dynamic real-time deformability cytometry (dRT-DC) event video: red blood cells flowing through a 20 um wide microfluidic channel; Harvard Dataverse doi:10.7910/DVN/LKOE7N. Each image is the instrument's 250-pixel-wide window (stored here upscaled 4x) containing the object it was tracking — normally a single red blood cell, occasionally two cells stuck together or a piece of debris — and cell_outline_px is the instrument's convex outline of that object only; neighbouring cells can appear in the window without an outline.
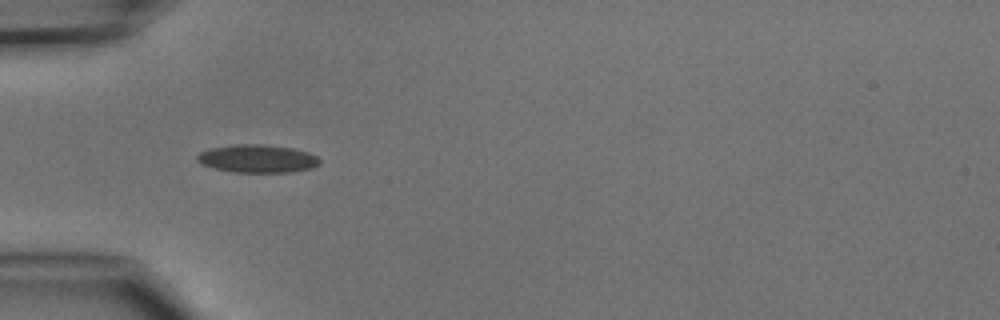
{"species": "common noctule bat (a hibernating species)", "species_latin": "Nyctalus noctula", "temperature_condition": "cold", "stored_images_in_passage": 7, "camera_frame_rate_fps": 3000, "um_per_image_px": 0.085, "animal": {"sex": "male", "body_mass_g": 15.6}, "frame": {"image": 1, "passage_image": 5, "time_ms": 5.333, "image_size_px": [1000, 320], "cell_outline_px": [[320, 164], [312, 168], [288, 172], [236, 172], [216, 168], [200, 164], [196, 160], [196, 156], [200, 152], [212, 148], [236, 144], [264, 144], [292, 148], [308, 152], [316, 156], [320, 160]], "centroid_in_image_um": [21.88, 13.48], "position_along_channel_um": 63.1, "area_um2": 19.88}}